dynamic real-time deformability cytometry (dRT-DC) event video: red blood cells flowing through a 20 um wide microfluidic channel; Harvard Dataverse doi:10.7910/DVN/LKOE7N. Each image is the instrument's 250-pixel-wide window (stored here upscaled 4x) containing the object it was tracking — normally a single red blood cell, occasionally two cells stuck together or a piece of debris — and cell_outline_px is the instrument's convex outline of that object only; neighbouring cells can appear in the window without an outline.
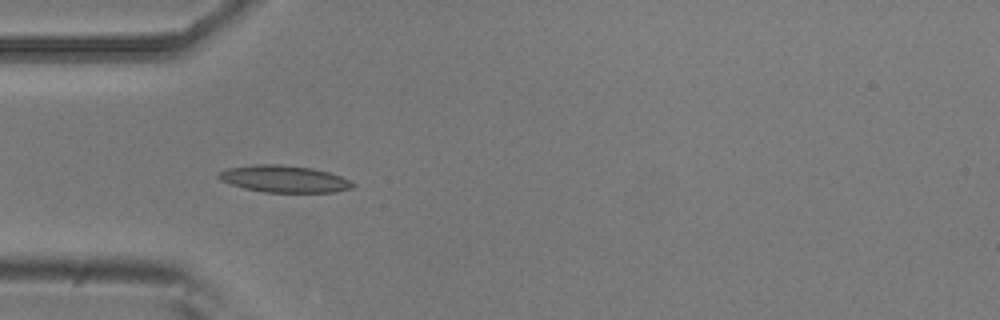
{"species": "common noctule bat (a hibernating species)", "species_latin": "Nyctalus noctula", "temperature_condition": "room temperature", "stored_images_in_passage": 5, "camera_frame_rate_fps": 3000, "um_per_image_px": 0.085, "animal": {"sex": "male", "body_mass_g": 20.5, "forearm_length_mm": 52.5}, "frame": {"image": 1, "passage_image": 4, "time_ms": 1.0, "image_size_px": [1000, 320], "cell_outline_px": [[356, 184], [352, 188], [332, 192], [264, 192], [244, 188], [220, 180], [216, 176], [220, 172], [228, 168], [252, 164], [284, 164], [312, 168], [328, 172], [340, 176]], "centroid_in_image_um": [24.13, 15.2], "position_along_channel_um": 60.9, "area_um2": 20.98}}
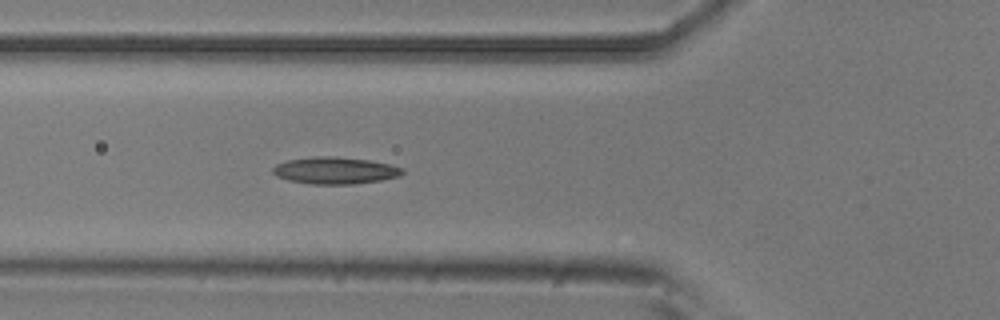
{"frame": {"image": 2, "passage_image": 5, "time_ms": 1.333, "image_size_px": [1000, 320], "cell_outline_px": [[404, 172], [400, 176], [380, 180], [352, 184], [312, 184], [288, 180], [276, 176], [272, 172], [272, 168], [276, 164], [288, 160], [316, 156], [336, 156], [368, 160], [392, 164], [404, 168]], "centroid_in_image_um": [28.49, 14.49], "position_along_channel_um": 97.3, "area_um2": 20.4}}